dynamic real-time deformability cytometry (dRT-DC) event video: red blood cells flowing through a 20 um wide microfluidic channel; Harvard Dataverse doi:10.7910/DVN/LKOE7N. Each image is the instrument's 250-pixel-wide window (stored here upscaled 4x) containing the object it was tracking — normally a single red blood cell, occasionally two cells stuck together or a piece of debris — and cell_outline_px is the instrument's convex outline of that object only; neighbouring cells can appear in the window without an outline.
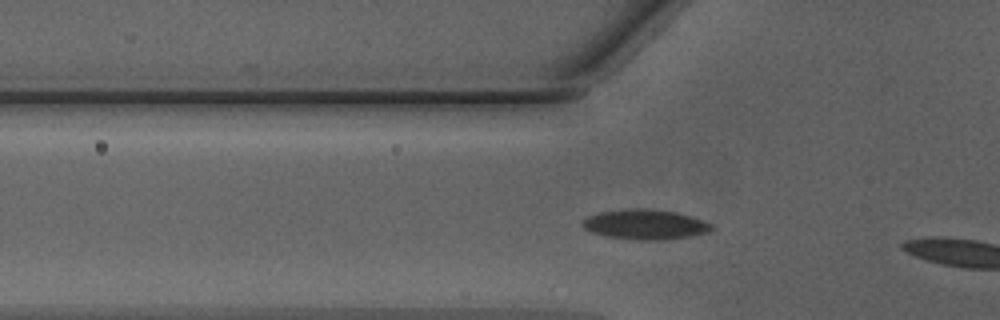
{"species": "Egyptian fruit bat (a non-hibernating species)", "species_latin": "Rousettus aegyptiacus", "temperature_condition": "warm", "stored_images_in_passage": 11, "camera_frame_rate_fps": 3000, "um_per_image_px": 0.085, "animal": {"sex": "male"}, "frame": {"image": 1, "passage_image": 8, "time_ms": 2.333, "image_size_px": [1000, 320], "cell_outline_px": [[712, 228], [708, 232], [692, 236], [668, 240], [640, 240], [604, 236], [592, 232], [584, 228], [580, 224], [588, 216], [600, 212], [628, 208], [648, 208], [676, 212], [692, 216], [712, 224]], "centroid_in_image_um": [54.84, 19.08], "position_along_channel_um": 71.0, "area_um2": 22.72}}